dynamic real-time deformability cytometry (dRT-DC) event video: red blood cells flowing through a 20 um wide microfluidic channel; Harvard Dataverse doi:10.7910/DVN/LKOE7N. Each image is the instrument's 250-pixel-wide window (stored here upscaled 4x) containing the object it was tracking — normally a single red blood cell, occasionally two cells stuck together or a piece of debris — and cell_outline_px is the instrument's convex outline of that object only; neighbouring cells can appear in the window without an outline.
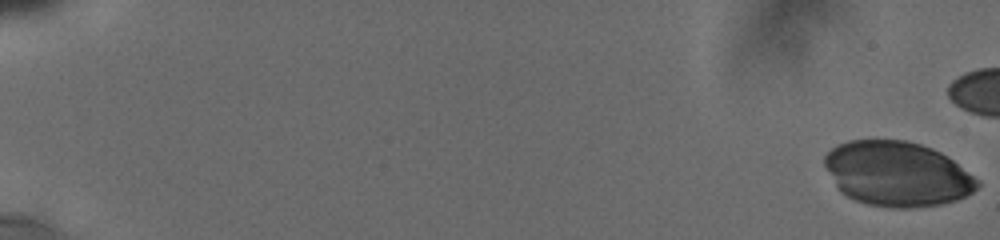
{"species": "human", "species_latin": "Homo sapiens", "temperature_condition": "cold", "stored_images_in_passage": 16, "camera_frame_rate_fps": 3000, "um_per_image_px": 0.085, "donor": {"sex": "male"}, "frame": {"image": 1, "passage_image": 1, "time_ms": 0.0, "image_size_px": [1000, 240], "cell_outline_px": [[980, 184], [972, 192], [956, 200], [940, 204], [908, 208], [896, 208], [868, 204], [856, 200], [840, 192], [824, 164], [824, 156], [836, 144], [848, 140], [904, 140], [920, 144], [932, 148], [948, 156], [980, 180]], "centroid_in_image_um": [76.26, 14.77], "position_along_channel_um": 8.7, "area_um2": 57.51}}